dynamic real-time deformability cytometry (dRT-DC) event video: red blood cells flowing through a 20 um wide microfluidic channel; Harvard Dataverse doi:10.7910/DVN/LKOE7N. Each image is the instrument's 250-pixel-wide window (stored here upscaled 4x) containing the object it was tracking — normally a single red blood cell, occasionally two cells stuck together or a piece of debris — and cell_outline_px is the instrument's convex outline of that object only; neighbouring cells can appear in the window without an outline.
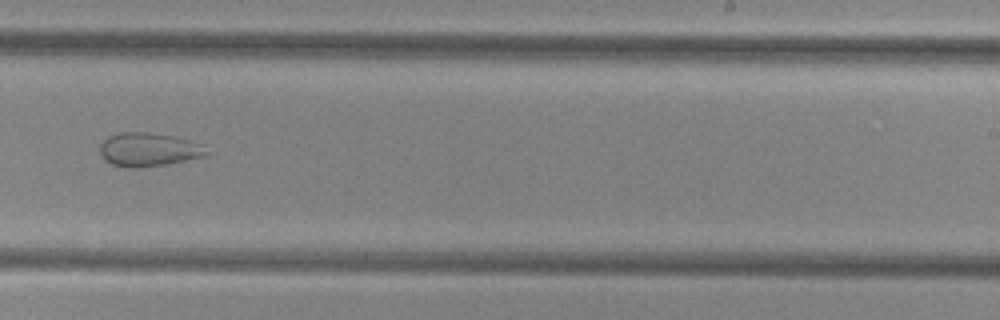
{"species": "common noctule bat (a hibernating species)", "species_latin": "Nyctalus noctula", "temperature_condition": "cold", "stored_images_in_passage": 39, "camera_frame_rate_fps": 3000, "um_per_image_px": 0.085, "animal": {"sex": "female", "body_mass_g": 29.2, "forearm_length_mm": 56.3}, "frame": {"image": 1, "passage_image": 20, "time_ms": 6.333, "image_size_px": [1000, 320], "cell_outline_px": [[208, 156], [168, 164], [136, 168], [128, 168], [112, 164], [104, 160], [100, 152], [100, 144], [108, 136], [120, 132], [148, 132], [172, 136], [192, 140], [204, 144], [208, 152]], "centroid_in_image_um": [12.67, 12.71], "position_along_channel_um": 276.3, "area_um2": 21.21}}
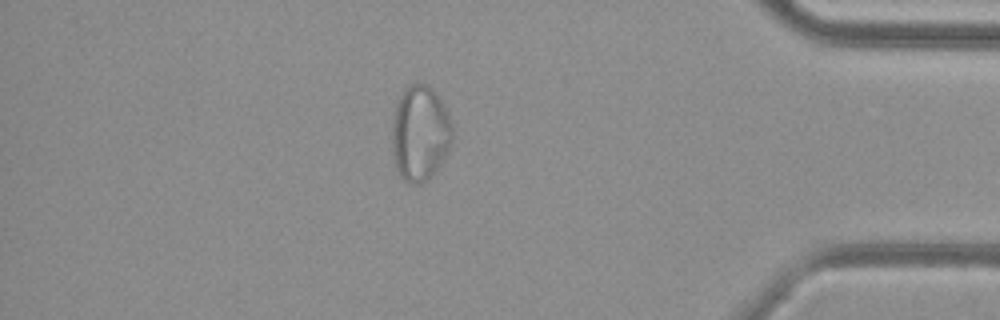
{"frame": {"image": 2, "passage_image": 32, "time_ms": 10.333, "image_size_px": [1000, 320], "cell_outline_px": [[452, 140], [440, 164], [420, 184], [412, 184], [404, 180], [400, 176], [396, 168], [392, 152], [392, 124], [396, 104], [400, 96], [412, 84], [428, 84], [432, 88], [448, 112], [452, 124]], "centroid_in_image_um": [35.69, 11.32], "position_along_channel_um": 399.5, "area_um2": 33.06}}
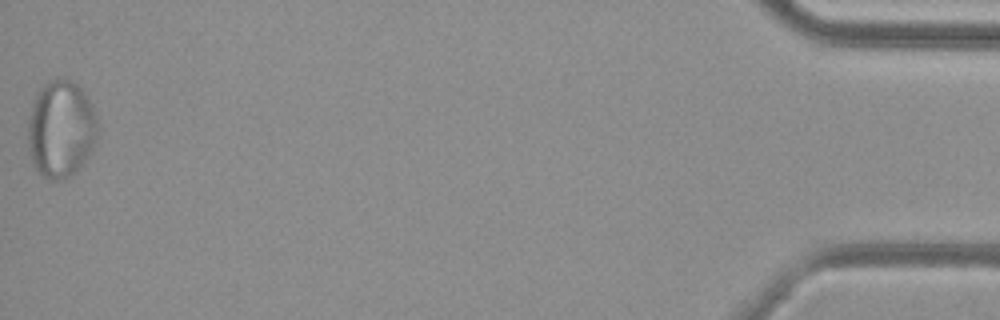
{"frame": {"image": 3, "passage_image": 39, "time_ms": 12.667, "image_size_px": [1000, 320], "cell_outline_px": [[96, 136], [92, 148], [84, 160], [68, 176], [60, 180], [48, 180], [36, 168], [32, 160], [28, 144], [28, 120], [32, 104], [40, 88], [44, 84], [52, 80], [72, 80], [84, 92], [92, 104], [96, 116]], "centroid_in_image_um": [5.16, 10.95], "position_along_channel_um": 430.0, "area_um2": 38.67}}